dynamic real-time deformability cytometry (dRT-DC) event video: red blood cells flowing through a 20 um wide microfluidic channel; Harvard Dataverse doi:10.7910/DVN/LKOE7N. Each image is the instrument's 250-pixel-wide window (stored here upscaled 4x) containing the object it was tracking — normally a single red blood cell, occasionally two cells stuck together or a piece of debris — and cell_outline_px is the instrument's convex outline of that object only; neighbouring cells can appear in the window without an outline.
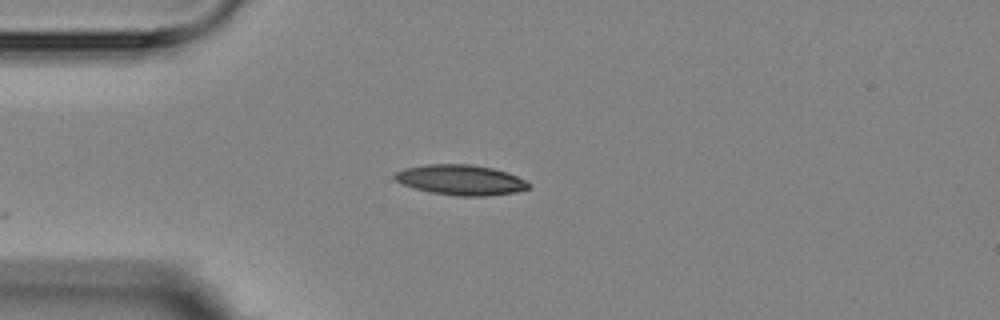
{"species": "Egyptian fruit bat (a non-hibernating species)", "species_latin": "Rousettus aegyptiacus", "temperature_condition": "room temperature", "stored_images_in_passage": 3, "camera_frame_rate_fps": 3000, "um_per_image_px": 0.085, "animal": {"sex": "female"}, "frame": {"image": 1, "passage_image": 3, "time_ms": 2.333, "image_size_px": [1000, 320], "cell_outline_px": [[532, 184], [528, 188], [516, 192], [484, 196], [456, 196], [432, 192], [416, 188], [404, 184], [396, 180], [392, 176], [396, 172], [404, 168], [428, 164], [472, 164], [492, 168], [508, 172]], "centroid_in_image_um": [39.18, 15.28], "position_along_channel_um": 45.8, "area_um2": 23.47}}